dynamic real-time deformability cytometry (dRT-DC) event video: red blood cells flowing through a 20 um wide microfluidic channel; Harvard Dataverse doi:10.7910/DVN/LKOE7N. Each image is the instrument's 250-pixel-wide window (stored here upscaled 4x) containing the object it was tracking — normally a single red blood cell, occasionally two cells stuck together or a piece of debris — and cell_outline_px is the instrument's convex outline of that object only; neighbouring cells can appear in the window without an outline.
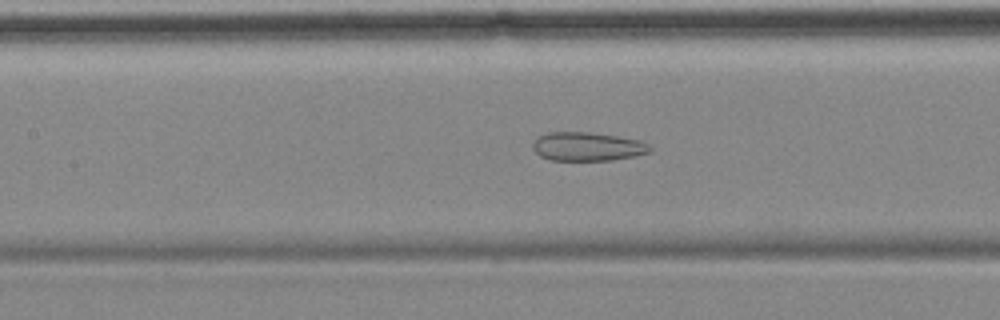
{"species": "common noctule bat (a hibernating species)", "species_latin": "Nyctalus noctula", "temperature_condition": "cold", "stored_images_in_passage": 57, "camera_frame_rate_fps": 3000, "um_per_image_px": 0.085, "animal": {"sex": "female", "body_mass_g": 18.4}, "frame": {"image": 1, "passage_image": 24, "time_ms": 7.667, "image_size_px": [1000, 320], "cell_outline_px": [[652, 152], [636, 156], [612, 160], [548, 160], [540, 156], [532, 148], [532, 144], [536, 136], [548, 132], [588, 132], [616, 136], [640, 140], [648, 144], [652, 148]], "centroid_in_image_um": [49.92, 12.46], "position_along_channel_um": 157.5, "area_um2": 19.83}}
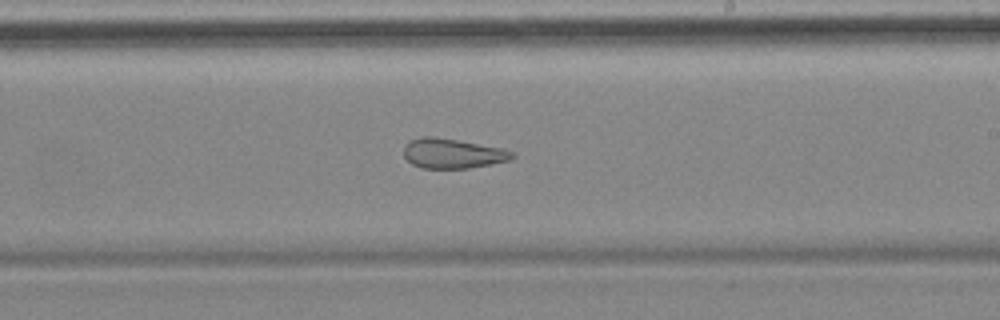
{"frame": {"image": 2, "passage_image": 32, "time_ms": 10.333, "image_size_px": [1000, 320], "cell_outline_px": [[516, 156], [508, 160], [492, 164], [468, 168], [420, 168], [412, 164], [404, 156], [404, 144], [412, 140], [424, 136], [432, 136], [456, 140], [500, 148], [512, 152]], "centroid_in_image_um": [38.43, 13.05], "position_along_channel_um": 250.6, "area_um2": 18.55}}
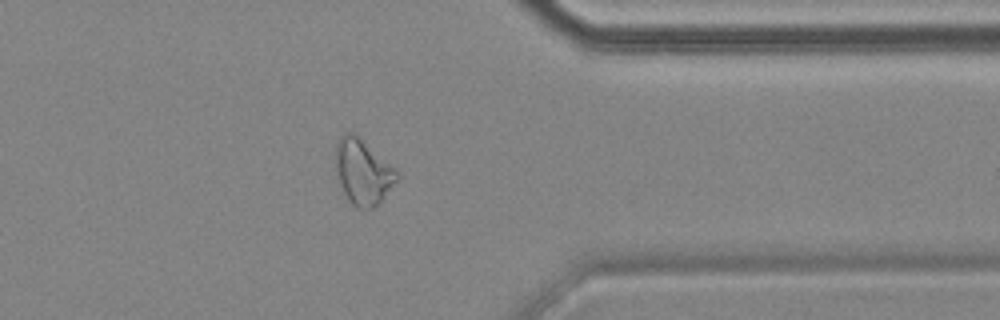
{"frame": {"image": 3, "passage_image": 44, "time_ms": 14.333, "image_size_px": [1000, 320], "cell_outline_px": [[400, 176], [380, 200], [372, 208], [360, 208], [352, 204], [348, 200], [336, 176], [336, 144], [340, 136], [344, 132], [356, 132], [396, 168], [400, 172]], "centroid_in_image_um": [30.84, 14.54], "position_along_channel_um": 380.6, "area_um2": 23.41}}